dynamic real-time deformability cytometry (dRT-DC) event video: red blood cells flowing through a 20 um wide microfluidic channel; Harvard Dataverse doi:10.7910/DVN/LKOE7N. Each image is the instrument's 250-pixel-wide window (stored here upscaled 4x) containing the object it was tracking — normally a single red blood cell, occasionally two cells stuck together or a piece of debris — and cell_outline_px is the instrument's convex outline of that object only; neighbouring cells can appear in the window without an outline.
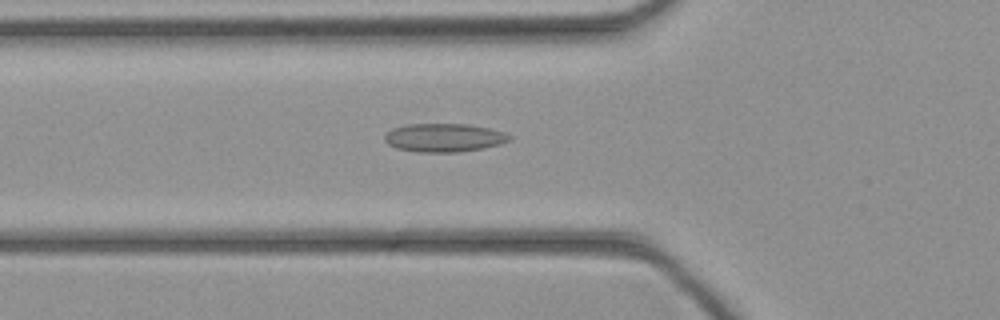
{"species": "common noctule bat (a hibernating species)", "species_latin": "Nyctalus noctula", "temperature_condition": "cold", "stored_images_in_passage": 37, "camera_frame_rate_fps": 3000, "um_per_image_px": 0.085, "animal": {"sex": "female", "body_mass_g": 21.9}, "frame": {"image": 1, "passage_image": 8, "time_ms": 2.333, "image_size_px": [1000, 320], "cell_outline_px": [[512, 140], [500, 144], [484, 148], [460, 152], [416, 152], [396, 148], [388, 144], [384, 140], [384, 136], [392, 128], [404, 124], [468, 124], [488, 128], [504, 132], [512, 136]], "centroid_in_image_um": [37.75, 11.7], "position_along_channel_um": 88.1, "area_um2": 20.87}}
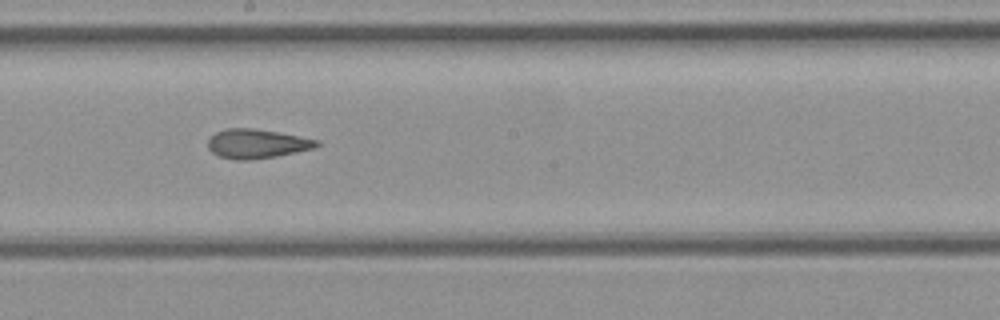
{"frame": {"image": 2, "passage_image": 17, "time_ms": 5.333, "image_size_px": [1000, 320], "cell_outline_px": [[320, 144], [316, 148], [276, 156], [248, 160], [236, 160], [220, 156], [212, 152], [208, 148], [208, 140], [216, 132], [228, 128], [252, 128], [280, 132], [320, 140]], "centroid_in_image_um": [21.87, 12.21], "position_along_channel_um": 226.3, "area_um2": 18.55}}
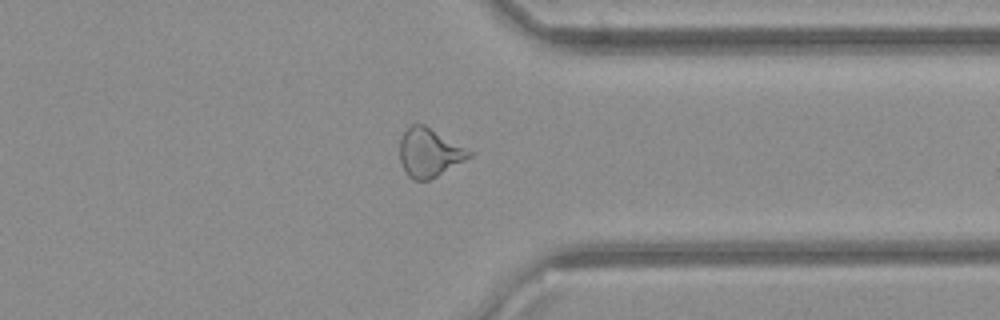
{"frame": {"image": 3, "passage_image": 27, "time_ms": 8.667, "image_size_px": [1000, 320], "cell_outline_px": [[476, 152], [472, 156], [436, 176], [428, 180], [412, 180], [408, 176], [400, 160], [400, 140], [404, 132], [412, 124], [424, 124]], "centroid_in_image_um": [36.52, 12.96], "position_along_channel_um": 374.9, "area_um2": 19.65}}